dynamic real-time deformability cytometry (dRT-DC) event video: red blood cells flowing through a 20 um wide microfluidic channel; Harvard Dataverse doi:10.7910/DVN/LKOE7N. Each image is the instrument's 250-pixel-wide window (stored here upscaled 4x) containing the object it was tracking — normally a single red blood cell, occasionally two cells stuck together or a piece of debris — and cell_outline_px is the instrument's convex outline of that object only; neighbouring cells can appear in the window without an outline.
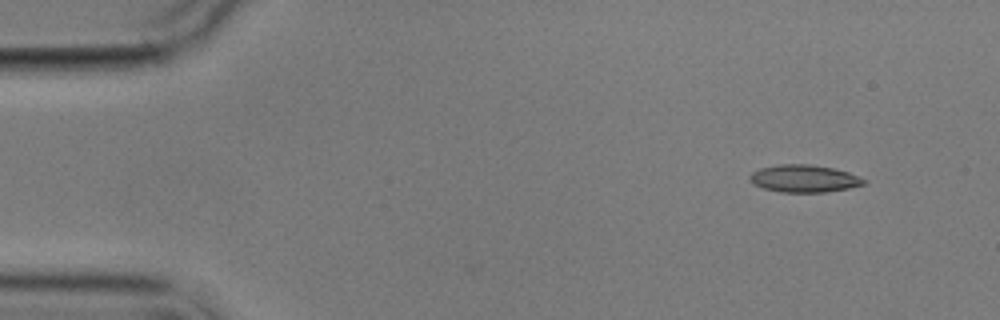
{"species": "common noctule bat (a hibernating species)", "species_latin": "Nyctalus noctula", "temperature_condition": "cold", "stored_images_in_passage": 5, "camera_frame_rate_fps": 3000, "um_per_image_px": 0.085, "animal": {"sex": "male", "body_mass_g": 17.9}, "frame": {"image": 1, "passage_image": 1, "time_ms": 0.0, "image_size_px": [1000, 320], "cell_outline_px": [[868, 180], [864, 184], [848, 188], [824, 192], [780, 192], [764, 188], [752, 184], [748, 176], [752, 172], [760, 168], [780, 164], [808, 164], [832, 168], [848, 172]], "centroid_in_image_um": [68.32, 15.18], "position_along_channel_um": 16.7, "area_um2": 18.15}}
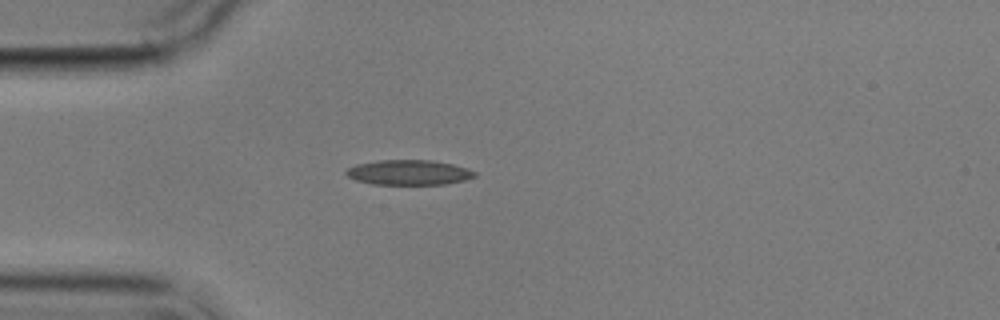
{"frame": {"image": 2, "passage_image": 3, "time_ms": 3.333, "image_size_px": [1000, 320], "cell_outline_px": [[476, 176], [464, 180], [444, 184], [372, 184], [356, 180], [348, 176], [344, 172], [348, 168], [356, 164], [380, 160], [432, 160], [452, 164], [468, 168], [476, 172]], "centroid_in_image_um": [34.75, 14.65], "position_along_channel_um": 50.2, "area_um2": 18.67}}